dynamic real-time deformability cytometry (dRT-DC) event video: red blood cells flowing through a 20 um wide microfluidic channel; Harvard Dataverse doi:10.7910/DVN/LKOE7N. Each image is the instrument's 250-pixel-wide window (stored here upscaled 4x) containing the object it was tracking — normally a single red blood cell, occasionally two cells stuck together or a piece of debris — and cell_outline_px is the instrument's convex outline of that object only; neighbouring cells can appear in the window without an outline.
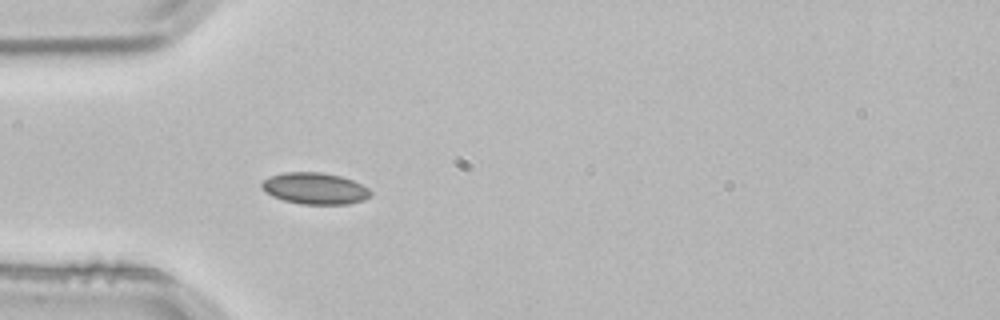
{"species": "common noctule bat (a hibernating species)", "species_latin": "Nyctalus noctula", "temperature_condition": "room temperature", "stored_images_in_passage": 3, "camera_frame_rate_fps": 3000, "um_per_image_px": 0.085, "animal": {"sex": "male", "body_mass_g": 21.5, "forearm_length_mm": 52.0}, "frame": {"image": 1, "passage_image": 3, "time_ms": 0.667, "image_size_px": [1000, 320], "cell_outline_px": [[372, 196], [364, 200], [348, 204], [300, 204], [284, 200], [272, 196], [264, 192], [260, 188], [260, 184], [268, 176], [284, 172], [320, 172], [340, 176], [352, 180], [368, 188], [372, 192]], "centroid_in_image_um": [26.74, 16.02], "position_along_channel_um": 58.3, "area_um2": 20.17}}